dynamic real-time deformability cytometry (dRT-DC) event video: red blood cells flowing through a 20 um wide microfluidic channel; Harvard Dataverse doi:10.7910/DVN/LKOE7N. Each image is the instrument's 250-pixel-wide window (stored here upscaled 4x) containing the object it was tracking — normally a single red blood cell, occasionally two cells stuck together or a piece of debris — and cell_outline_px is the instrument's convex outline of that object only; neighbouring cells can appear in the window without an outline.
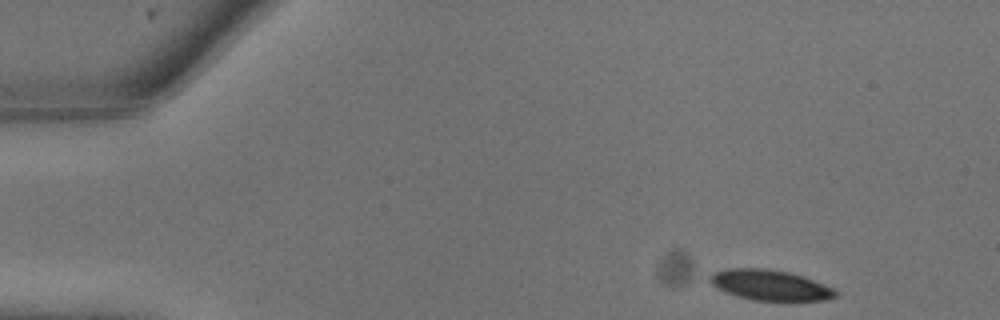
{"species": "common noctule bat (a hibernating species)", "species_latin": "Nyctalus noctula", "temperature_condition": "warm", "stored_images_in_passage": 6, "camera_frame_rate_fps": 3000, "um_per_image_px": 0.085, "animal": {"sex": "male", "body_mass_g": 13.3}, "frame": {"image": 1, "passage_image": 1, "time_ms": 0.0, "image_size_px": [1000, 320], "cell_outline_px": [[840, 292], [836, 296], [824, 300], [756, 300], [736, 296], [716, 288], [708, 280], [708, 276], [712, 272], [728, 268], [768, 268], [788, 272], [804, 276], [836, 288]], "centroid_in_image_um": [65.46, 24.22], "position_along_channel_um": 19.5, "area_um2": 22.54}}